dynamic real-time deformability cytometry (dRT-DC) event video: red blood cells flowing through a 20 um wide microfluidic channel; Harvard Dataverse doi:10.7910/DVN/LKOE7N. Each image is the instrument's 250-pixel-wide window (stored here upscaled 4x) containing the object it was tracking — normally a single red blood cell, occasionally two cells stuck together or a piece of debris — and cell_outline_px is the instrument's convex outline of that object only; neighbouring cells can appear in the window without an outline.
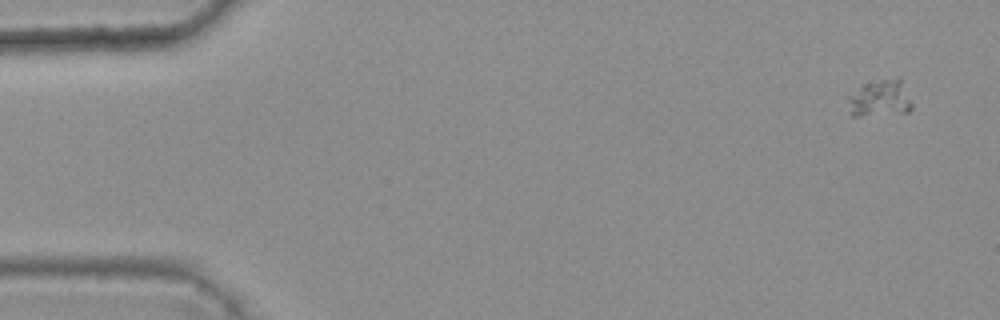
{"species": "common noctule bat (a hibernating species)", "species_latin": "Nyctalus noctula", "temperature_condition": "warm", "stored_images_in_passage": 5, "camera_frame_rate_fps": 3000, "um_per_image_px": 0.085, "animal": {"sex": "female", "body_mass_g": 25.1}, "frame": {"image": 1, "passage_image": 1, "time_ms": 0.0, "image_size_px": [1000, 320], "cell_outline_px": [[912, 108], [908, 112], [860, 116], [852, 116], [848, 100], [848, 96], [864, 84], [880, 80], [900, 76], [912, 104]], "centroid_in_image_um": [74.83, 8.35], "position_along_channel_um": 10.2, "area_um2": 13.58}}